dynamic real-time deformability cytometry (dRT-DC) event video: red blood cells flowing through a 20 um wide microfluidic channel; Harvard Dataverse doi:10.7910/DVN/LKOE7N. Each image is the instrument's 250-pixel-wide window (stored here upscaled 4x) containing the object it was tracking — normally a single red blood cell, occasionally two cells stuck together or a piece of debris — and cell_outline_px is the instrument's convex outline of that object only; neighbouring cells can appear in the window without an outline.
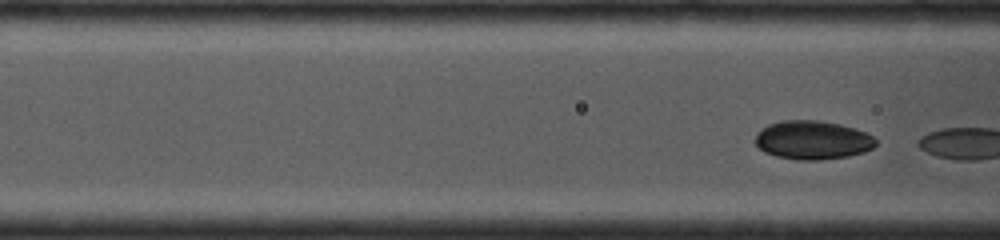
{"species": "common noctule bat (a hibernating species)", "species_latin": "Nyctalus noctula", "temperature_condition": "cold", "stored_images_in_passage": 10, "segment_of_instrument_passage": [2, 2], "camera_frame_rate_fps": 4000, "um_per_image_px": 0.085, "animal": {"sex": "female", "body_mass_g": 19.0, "forearm_length_mm": 53.3}, "frame": {"image": 1, "passage_image": 10, "time_ms": 3.0, "image_size_px": [1000, 240], "cell_outline_px": [[876, 144], [872, 148], [864, 152], [848, 156], [820, 160], [800, 160], [776, 156], [764, 152], [756, 144], [756, 136], [768, 124], [780, 120], [816, 120], [840, 124], [864, 132], [872, 136], [876, 140]], "centroid_in_image_um": [69.07, 11.91], "position_along_channel_um": 97.5, "area_um2": 26.93}}